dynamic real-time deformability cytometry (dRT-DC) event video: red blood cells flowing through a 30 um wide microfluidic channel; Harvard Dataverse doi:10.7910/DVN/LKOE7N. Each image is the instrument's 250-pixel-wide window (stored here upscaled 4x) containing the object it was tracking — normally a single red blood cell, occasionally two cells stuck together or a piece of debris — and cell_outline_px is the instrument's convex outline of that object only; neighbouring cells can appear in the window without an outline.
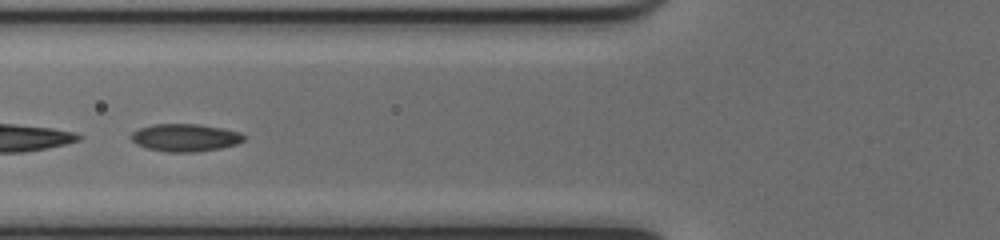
{"species": "common noctule bat (a hibernating species)", "species_latin": "Nyctalus noctula", "temperature_condition": "cold", "stored_images_in_passage": 32, "camera_frame_rate_fps": 3000, "um_per_image_px": 0.085, "animal": {"sex": "female", "body_mass_g": 17.0, "forearm_length_mm": 48.0}, "frame": {"image": 1, "passage_image": 7, "time_ms": 2.0, "image_size_px": [1000, 240], "cell_outline_px": [[248, 136], [244, 140], [236, 144], [220, 148], [196, 152], [168, 152], [148, 148], [136, 144], [128, 136], [132, 132], [140, 128], [152, 124], [200, 124], [224, 128], [240, 132]], "centroid_in_image_um": [15.76, 11.69], "position_along_channel_um": 110.0, "area_um2": 18.32}}
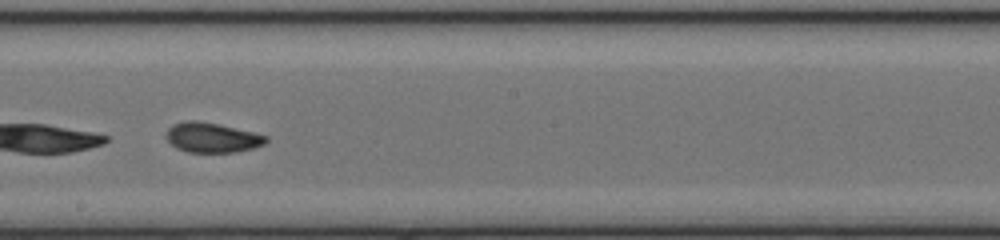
{"frame": {"image": 2, "passage_image": 16, "time_ms": 5.0, "image_size_px": [1000, 240], "cell_outline_px": [[268, 140], [264, 144], [252, 148], [236, 152], [188, 152], [176, 148], [164, 136], [168, 128], [172, 124], [184, 120], [196, 120], [220, 124], [268, 136]], "centroid_in_image_um": [17.99, 11.68], "position_along_channel_um": 230.2, "area_um2": 17.46}}
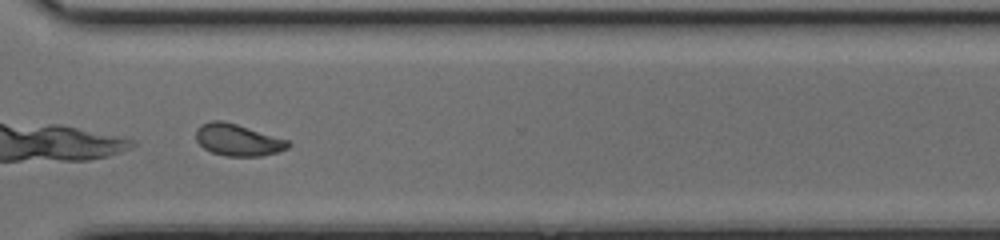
{"frame": {"image": 3, "passage_image": 25, "time_ms": 8.0, "image_size_px": [1000, 240], "cell_outline_px": [[292, 144], [288, 148], [276, 152], [260, 156], [224, 156], [212, 152], [204, 148], [196, 140], [196, 128], [200, 124], [212, 120], [220, 120], [236, 124], [288, 140]], "centroid_in_image_um": [20.19, 11.89], "position_along_channel_um": 350.4, "area_um2": 16.99}, "authors_computed_cell_mechanics": {"area_um2": 17.7446, "velocity_mm_per_s": 4.0119, "shape_relaxation_time_tau1_ms": 9.4901, "shape_relaxation_time_tau2_ms": 1.7871, "deformation_change_tau1": 0.1963, "deformation_change_tau2": 0.0585}}